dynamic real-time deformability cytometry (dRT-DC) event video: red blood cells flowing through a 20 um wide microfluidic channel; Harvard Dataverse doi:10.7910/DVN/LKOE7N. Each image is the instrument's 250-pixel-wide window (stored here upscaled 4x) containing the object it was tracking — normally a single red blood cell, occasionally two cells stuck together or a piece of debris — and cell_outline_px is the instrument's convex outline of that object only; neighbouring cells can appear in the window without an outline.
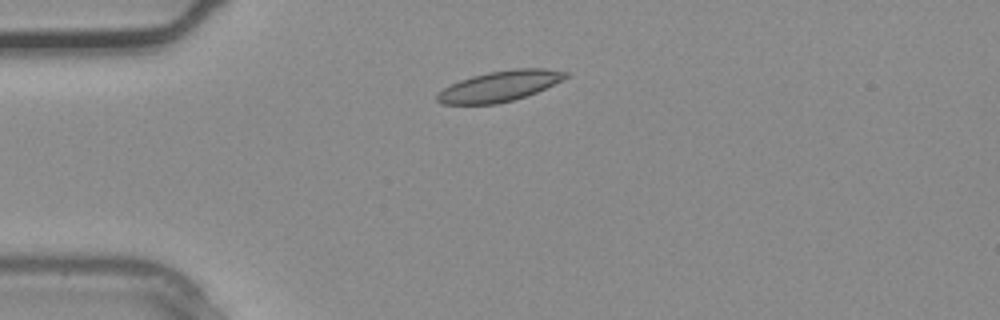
{"species": "common noctule bat (a hibernating species)", "species_latin": "Nyctalus noctula", "temperature_condition": "warm", "stored_images_in_passage": 33, "camera_frame_rate_fps": 3000, "um_per_image_px": 0.085, "animal": {"sex": "male", "body_mass_g": 20.4}, "frame": {"image": 1, "passage_image": 6, "time_ms": 1.667, "image_size_px": [1000, 320], "cell_outline_px": [[568, 76], [536, 92], [512, 100], [496, 104], [440, 104], [436, 100], [436, 96], [444, 88], [460, 80], [472, 76], [488, 72], [516, 68], [544, 68], [568, 72]], "centroid_in_image_um": [42.43, 7.32], "position_along_channel_um": 42.6, "area_um2": 22.48}}
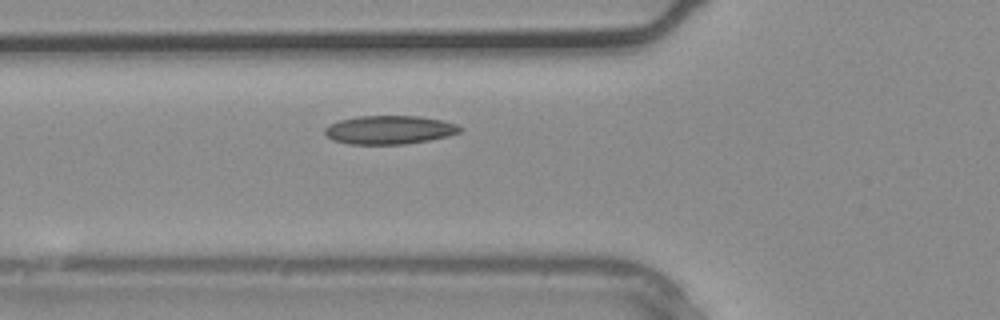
{"frame": {"image": 2, "passage_image": 10, "time_ms": 3.0, "image_size_px": [1000, 320], "cell_outline_px": [[464, 128], [460, 132], [448, 136], [428, 140], [404, 144], [348, 144], [332, 140], [324, 132], [324, 128], [328, 124], [340, 120], [360, 116], [420, 116], [444, 120], [456, 124]], "centroid_in_image_um": [33.11, 11.03], "position_along_channel_um": 92.7, "area_um2": 22.6}}